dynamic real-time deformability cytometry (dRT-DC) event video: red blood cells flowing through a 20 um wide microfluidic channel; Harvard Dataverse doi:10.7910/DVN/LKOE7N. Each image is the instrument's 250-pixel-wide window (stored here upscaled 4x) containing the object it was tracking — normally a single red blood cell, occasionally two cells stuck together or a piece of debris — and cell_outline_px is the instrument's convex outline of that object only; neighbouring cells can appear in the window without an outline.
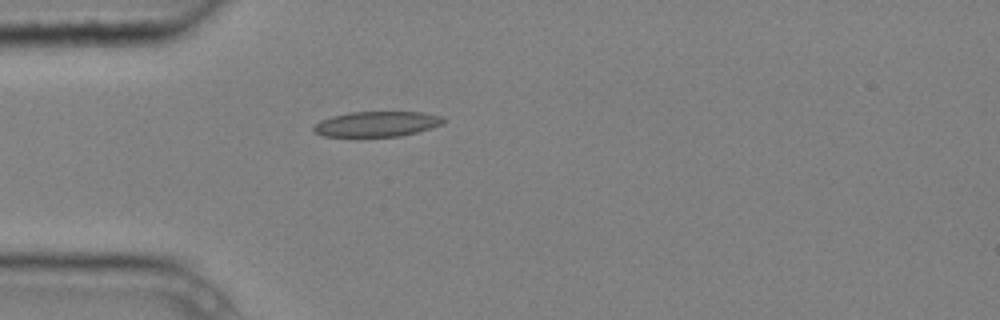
{"species": "common noctule bat (a hibernating species)", "species_latin": "Nyctalus noctula", "temperature_condition": "cold", "stored_images_in_passage": 4, "camera_frame_rate_fps": 3000, "um_per_image_px": 0.085, "animal": {"sex": "male", "body_mass_g": 20.4}, "frame": {"image": 1, "passage_image": 4, "time_ms": 1.0, "image_size_px": [1000, 320], "cell_outline_px": [[448, 120], [444, 124], [432, 128], [400, 136], [324, 136], [312, 132], [312, 128], [320, 120], [332, 116], [352, 112], [424, 112], [440, 116]], "centroid_in_image_um": [32.06, 10.53], "position_along_channel_um": 52.9, "area_um2": 19.13}}